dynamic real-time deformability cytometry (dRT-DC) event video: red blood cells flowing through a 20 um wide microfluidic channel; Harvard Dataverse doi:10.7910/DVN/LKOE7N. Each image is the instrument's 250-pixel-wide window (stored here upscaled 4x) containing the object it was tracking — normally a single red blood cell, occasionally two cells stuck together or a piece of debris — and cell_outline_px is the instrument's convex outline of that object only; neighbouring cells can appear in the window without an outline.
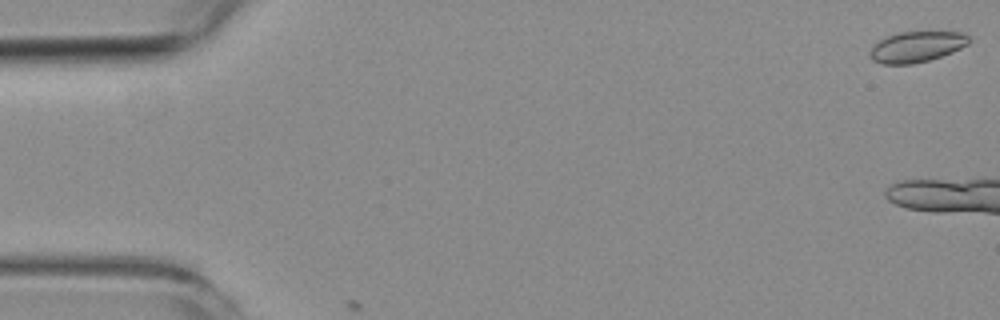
{"species": "common noctule bat (a hibernating species)", "species_latin": "Nyctalus noctula", "temperature_condition": "room temperature", "stored_images_in_passage": 2, "camera_frame_rate_fps": 3000, "um_per_image_px": 0.085, "animal": {"sex": "female", "body_mass_g": 19.3, "forearm_length_mm": 54.1}, "frame": {"image": 1, "passage_image": 1, "time_ms": 0.0, "image_size_px": [1000, 320], "cell_outline_px": [[972, 40], [968, 44], [952, 52], [928, 60], [912, 64], [880, 64], [872, 60], [868, 56], [868, 52], [880, 40], [896, 32], [964, 32]], "centroid_in_image_um": [77.9, 3.98], "position_along_channel_um": 7.1, "area_um2": 17.74}}